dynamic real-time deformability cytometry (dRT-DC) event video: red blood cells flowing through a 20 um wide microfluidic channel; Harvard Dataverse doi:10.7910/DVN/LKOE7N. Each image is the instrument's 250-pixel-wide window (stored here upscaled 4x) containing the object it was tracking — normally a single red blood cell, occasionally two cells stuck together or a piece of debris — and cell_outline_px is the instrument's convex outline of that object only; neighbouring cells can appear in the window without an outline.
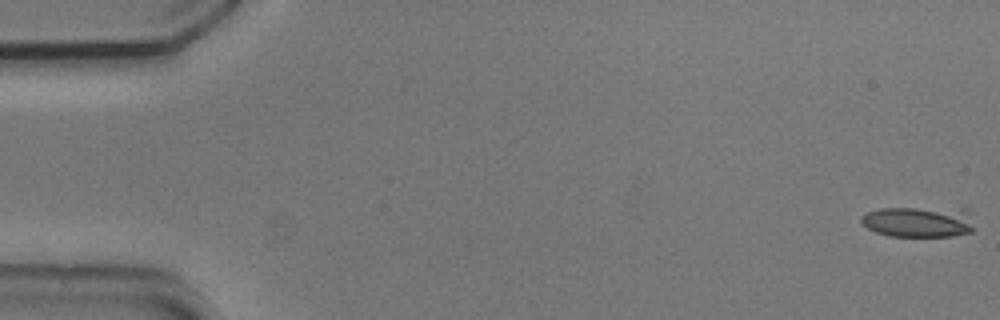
{"species": "common noctule bat (a hibernating species)", "species_latin": "Nyctalus noctula", "temperature_condition": "cold", "stored_images_in_passage": 6, "camera_frame_rate_fps": 3000, "um_per_image_px": 0.085, "animal": {"sex": "male", "body_mass_g": 20.5, "forearm_length_mm": 52.5}, "frame": {"image": 1, "passage_image": 1, "time_ms": 0.0, "image_size_px": [1000, 320], "cell_outline_px": [[972, 232], [952, 236], [888, 236], [876, 232], [868, 228], [860, 220], [860, 216], [868, 212], [880, 208], [968, 208], [972, 228]], "centroid_in_image_um": [78.08, 18.84], "position_along_channel_um": 6.9, "area_um2": 20.35}}
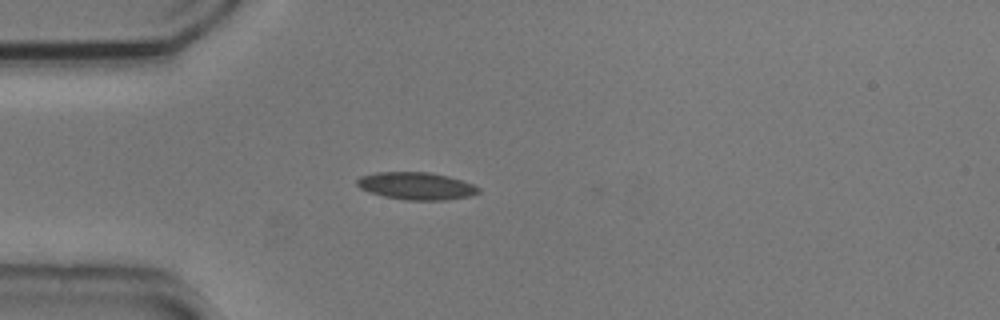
{"frame": {"image": 2, "passage_image": 5, "time_ms": 1.333, "image_size_px": [1000, 320], "cell_outline_px": [[480, 192], [472, 196], [444, 200], [408, 200], [384, 196], [368, 192], [360, 188], [356, 184], [356, 180], [360, 176], [376, 172], [432, 172], [448, 176], [472, 184], [480, 188]], "centroid_in_image_um": [35.38, 15.8], "position_along_channel_um": 49.6, "area_um2": 19.48}}